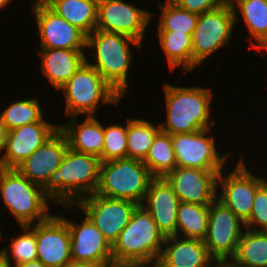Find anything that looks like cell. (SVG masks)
I'll use <instances>...</instances> for the list:
<instances>
[{"label":"cell","instance_id":"1f68e13d","mask_svg":"<svg viewBox=\"0 0 267 267\" xmlns=\"http://www.w3.org/2000/svg\"><path fill=\"white\" fill-rule=\"evenodd\" d=\"M33 225V226H32ZM21 225L24 233L14 237L11 241L10 252L8 247H3L0 250V255L11 266H16L25 262L37 260V242H36V224ZM10 255L14 260V265L11 264Z\"/></svg>","mask_w":267,"mask_h":267},{"label":"cell","instance_id":"30bf717a","mask_svg":"<svg viewBox=\"0 0 267 267\" xmlns=\"http://www.w3.org/2000/svg\"><path fill=\"white\" fill-rule=\"evenodd\" d=\"M138 205L133 201L108 198L94 193L82 198L74 206L96 225L112 246L129 223Z\"/></svg>","mask_w":267,"mask_h":267},{"label":"cell","instance_id":"f35d334b","mask_svg":"<svg viewBox=\"0 0 267 267\" xmlns=\"http://www.w3.org/2000/svg\"><path fill=\"white\" fill-rule=\"evenodd\" d=\"M65 267H107L102 264H97V263H86V262H71Z\"/></svg>","mask_w":267,"mask_h":267},{"label":"cell","instance_id":"e0dca14e","mask_svg":"<svg viewBox=\"0 0 267 267\" xmlns=\"http://www.w3.org/2000/svg\"><path fill=\"white\" fill-rule=\"evenodd\" d=\"M62 218L70 231L73 262L97 263L107 267L114 262L111 244L86 215L83 222L78 225L66 217Z\"/></svg>","mask_w":267,"mask_h":267},{"label":"cell","instance_id":"277c9868","mask_svg":"<svg viewBox=\"0 0 267 267\" xmlns=\"http://www.w3.org/2000/svg\"><path fill=\"white\" fill-rule=\"evenodd\" d=\"M165 237L141 204L112 245L114 262H157Z\"/></svg>","mask_w":267,"mask_h":267},{"label":"cell","instance_id":"83f0119b","mask_svg":"<svg viewBox=\"0 0 267 267\" xmlns=\"http://www.w3.org/2000/svg\"><path fill=\"white\" fill-rule=\"evenodd\" d=\"M208 221L209 206L180 201L177 209V236L184 235L185 238L204 240Z\"/></svg>","mask_w":267,"mask_h":267},{"label":"cell","instance_id":"7c38bea8","mask_svg":"<svg viewBox=\"0 0 267 267\" xmlns=\"http://www.w3.org/2000/svg\"><path fill=\"white\" fill-rule=\"evenodd\" d=\"M32 8L41 49L82 50L86 48L87 35L53 11L43 0H34Z\"/></svg>","mask_w":267,"mask_h":267},{"label":"cell","instance_id":"3957f363","mask_svg":"<svg viewBox=\"0 0 267 267\" xmlns=\"http://www.w3.org/2000/svg\"><path fill=\"white\" fill-rule=\"evenodd\" d=\"M130 44L141 48V42L114 32L95 29L87 35L86 47L95 50V63H90L103 79L123 97L127 91V75L132 63Z\"/></svg>","mask_w":267,"mask_h":267},{"label":"cell","instance_id":"836d02e7","mask_svg":"<svg viewBox=\"0 0 267 267\" xmlns=\"http://www.w3.org/2000/svg\"><path fill=\"white\" fill-rule=\"evenodd\" d=\"M127 157V124L104 126V147L101 162Z\"/></svg>","mask_w":267,"mask_h":267},{"label":"cell","instance_id":"f546056e","mask_svg":"<svg viewBox=\"0 0 267 267\" xmlns=\"http://www.w3.org/2000/svg\"><path fill=\"white\" fill-rule=\"evenodd\" d=\"M160 130V124L155 126L148 120L127 119V157L144 161Z\"/></svg>","mask_w":267,"mask_h":267},{"label":"cell","instance_id":"ee69618b","mask_svg":"<svg viewBox=\"0 0 267 267\" xmlns=\"http://www.w3.org/2000/svg\"><path fill=\"white\" fill-rule=\"evenodd\" d=\"M12 0H0V9L6 7L8 3H10Z\"/></svg>","mask_w":267,"mask_h":267},{"label":"cell","instance_id":"5b68a950","mask_svg":"<svg viewBox=\"0 0 267 267\" xmlns=\"http://www.w3.org/2000/svg\"><path fill=\"white\" fill-rule=\"evenodd\" d=\"M0 193L7 210L20 226L45 221L51 215L47 203L50 199L43 188L17 169L0 168Z\"/></svg>","mask_w":267,"mask_h":267},{"label":"cell","instance_id":"6da1fadb","mask_svg":"<svg viewBox=\"0 0 267 267\" xmlns=\"http://www.w3.org/2000/svg\"><path fill=\"white\" fill-rule=\"evenodd\" d=\"M101 160L97 156L80 153L68 147L58 169L42 187L51 201L73 207L79 200L96 192L99 184Z\"/></svg>","mask_w":267,"mask_h":267},{"label":"cell","instance_id":"cb8c5ba5","mask_svg":"<svg viewBox=\"0 0 267 267\" xmlns=\"http://www.w3.org/2000/svg\"><path fill=\"white\" fill-rule=\"evenodd\" d=\"M53 11L86 35L96 29L99 0H43Z\"/></svg>","mask_w":267,"mask_h":267},{"label":"cell","instance_id":"ab89813d","mask_svg":"<svg viewBox=\"0 0 267 267\" xmlns=\"http://www.w3.org/2000/svg\"><path fill=\"white\" fill-rule=\"evenodd\" d=\"M12 267H46L41 261L37 260H33L30 262H25L16 266H12Z\"/></svg>","mask_w":267,"mask_h":267},{"label":"cell","instance_id":"8992f818","mask_svg":"<svg viewBox=\"0 0 267 267\" xmlns=\"http://www.w3.org/2000/svg\"><path fill=\"white\" fill-rule=\"evenodd\" d=\"M153 178L141 160L126 157L101 162L99 184L95 193L141 205Z\"/></svg>","mask_w":267,"mask_h":267},{"label":"cell","instance_id":"4fadbf2b","mask_svg":"<svg viewBox=\"0 0 267 267\" xmlns=\"http://www.w3.org/2000/svg\"><path fill=\"white\" fill-rule=\"evenodd\" d=\"M223 171L217 178V187L222 188L217 198L245 224L253 209L256 190L266 179L250 173L243 159L237 162L236 168L228 175L224 176Z\"/></svg>","mask_w":267,"mask_h":267},{"label":"cell","instance_id":"484cf974","mask_svg":"<svg viewBox=\"0 0 267 267\" xmlns=\"http://www.w3.org/2000/svg\"><path fill=\"white\" fill-rule=\"evenodd\" d=\"M237 23V13H241L246 23L251 39L250 48L255 49L267 37V0H230ZM239 10L237 11V9Z\"/></svg>","mask_w":267,"mask_h":267},{"label":"cell","instance_id":"ffe728a7","mask_svg":"<svg viewBox=\"0 0 267 267\" xmlns=\"http://www.w3.org/2000/svg\"><path fill=\"white\" fill-rule=\"evenodd\" d=\"M180 200L164 177H154L142 205L164 237L177 236V209Z\"/></svg>","mask_w":267,"mask_h":267},{"label":"cell","instance_id":"603a6c76","mask_svg":"<svg viewBox=\"0 0 267 267\" xmlns=\"http://www.w3.org/2000/svg\"><path fill=\"white\" fill-rule=\"evenodd\" d=\"M71 121L60 125L68 141V147L80 153L97 156L101 160L104 147V126L95 116H87L83 122L76 123V116Z\"/></svg>","mask_w":267,"mask_h":267},{"label":"cell","instance_id":"4dcf8cb0","mask_svg":"<svg viewBox=\"0 0 267 267\" xmlns=\"http://www.w3.org/2000/svg\"><path fill=\"white\" fill-rule=\"evenodd\" d=\"M159 8L161 16L159 18L158 32L174 31L189 35L193 34L197 25L198 14L180 8L171 0H166L163 5L159 3Z\"/></svg>","mask_w":267,"mask_h":267},{"label":"cell","instance_id":"7402d4cb","mask_svg":"<svg viewBox=\"0 0 267 267\" xmlns=\"http://www.w3.org/2000/svg\"><path fill=\"white\" fill-rule=\"evenodd\" d=\"M38 53L42 60L41 71L57 91L66 84L87 59L83 50L40 49Z\"/></svg>","mask_w":267,"mask_h":267},{"label":"cell","instance_id":"d590c367","mask_svg":"<svg viewBox=\"0 0 267 267\" xmlns=\"http://www.w3.org/2000/svg\"><path fill=\"white\" fill-rule=\"evenodd\" d=\"M180 8L196 14H203L213 9L230 4V0H171Z\"/></svg>","mask_w":267,"mask_h":267},{"label":"cell","instance_id":"4316f807","mask_svg":"<svg viewBox=\"0 0 267 267\" xmlns=\"http://www.w3.org/2000/svg\"><path fill=\"white\" fill-rule=\"evenodd\" d=\"M159 42L170 70L181 66L192 71V35L179 32H158Z\"/></svg>","mask_w":267,"mask_h":267},{"label":"cell","instance_id":"d6a6232c","mask_svg":"<svg viewBox=\"0 0 267 267\" xmlns=\"http://www.w3.org/2000/svg\"><path fill=\"white\" fill-rule=\"evenodd\" d=\"M43 117L37 98L12 103L0 114V119L8 130L39 122Z\"/></svg>","mask_w":267,"mask_h":267},{"label":"cell","instance_id":"9a60e30c","mask_svg":"<svg viewBox=\"0 0 267 267\" xmlns=\"http://www.w3.org/2000/svg\"><path fill=\"white\" fill-rule=\"evenodd\" d=\"M220 172L177 166L164 178L181 202L210 206L217 198Z\"/></svg>","mask_w":267,"mask_h":267},{"label":"cell","instance_id":"ac0fdd59","mask_svg":"<svg viewBox=\"0 0 267 267\" xmlns=\"http://www.w3.org/2000/svg\"><path fill=\"white\" fill-rule=\"evenodd\" d=\"M58 129L59 125L46 122L43 117L39 122L9 130L0 168L16 169Z\"/></svg>","mask_w":267,"mask_h":267},{"label":"cell","instance_id":"9c48e42d","mask_svg":"<svg viewBox=\"0 0 267 267\" xmlns=\"http://www.w3.org/2000/svg\"><path fill=\"white\" fill-rule=\"evenodd\" d=\"M244 228L235 213L216 198L209 206L208 230L203 240L210 256L216 262L230 261Z\"/></svg>","mask_w":267,"mask_h":267},{"label":"cell","instance_id":"f6af8a7d","mask_svg":"<svg viewBox=\"0 0 267 267\" xmlns=\"http://www.w3.org/2000/svg\"><path fill=\"white\" fill-rule=\"evenodd\" d=\"M1 237H2V233H1V227H0V240H1Z\"/></svg>","mask_w":267,"mask_h":267},{"label":"cell","instance_id":"e575fe53","mask_svg":"<svg viewBox=\"0 0 267 267\" xmlns=\"http://www.w3.org/2000/svg\"><path fill=\"white\" fill-rule=\"evenodd\" d=\"M252 206L253 209L249 220L245 223V229L267 231V180L257 188ZM256 226L259 227L256 228Z\"/></svg>","mask_w":267,"mask_h":267},{"label":"cell","instance_id":"7bdbcfd3","mask_svg":"<svg viewBox=\"0 0 267 267\" xmlns=\"http://www.w3.org/2000/svg\"><path fill=\"white\" fill-rule=\"evenodd\" d=\"M0 267H12L6 262L2 255H0Z\"/></svg>","mask_w":267,"mask_h":267},{"label":"cell","instance_id":"74e56055","mask_svg":"<svg viewBox=\"0 0 267 267\" xmlns=\"http://www.w3.org/2000/svg\"><path fill=\"white\" fill-rule=\"evenodd\" d=\"M8 131L9 130L0 119V152L5 150Z\"/></svg>","mask_w":267,"mask_h":267},{"label":"cell","instance_id":"8d00e7d4","mask_svg":"<svg viewBox=\"0 0 267 267\" xmlns=\"http://www.w3.org/2000/svg\"><path fill=\"white\" fill-rule=\"evenodd\" d=\"M108 267H157V262H113Z\"/></svg>","mask_w":267,"mask_h":267},{"label":"cell","instance_id":"2e32d148","mask_svg":"<svg viewBox=\"0 0 267 267\" xmlns=\"http://www.w3.org/2000/svg\"><path fill=\"white\" fill-rule=\"evenodd\" d=\"M37 259L46 267H65L72 262L70 231L62 216L50 215L36 223Z\"/></svg>","mask_w":267,"mask_h":267},{"label":"cell","instance_id":"8fae6325","mask_svg":"<svg viewBox=\"0 0 267 267\" xmlns=\"http://www.w3.org/2000/svg\"><path fill=\"white\" fill-rule=\"evenodd\" d=\"M211 128L193 133L171 135L176 164L179 167L198 168L208 171H222L231 154L219 155Z\"/></svg>","mask_w":267,"mask_h":267},{"label":"cell","instance_id":"d6986e66","mask_svg":"<svg viewBox=\"0 0 267 267\" xmlns=\"http://www.w3.org/2000/svg\"><path fill=\"white\" fill-rule=\"evenodd\" d=\"M67 149V138L58 129L16 169L31 182L43 187L60 166Z\"/></svg>","mask_w":267,"mask_h":267},{"label":"cell","instance_id":"b9f144b4","mask_svg":"<svg viewBox=\"0 0 267 267\" xmlns=\"http://www.w3.org/2000/svg\"><path fill=\"white\" fill-rule=\"evenodd\" d=\"M255 49H257V50H264V51H267V37H266V39L259 45V46H257Z\"/></svg>","mask_w":267,"mask_h":267},{"label":"cell","instance_id":"f1b7e54d","mask_svg":"<svg viewBox=\"0 0 267 267\" xmlns=\"http://www.w3.org/2000/svg\"><path fill=\"white\" fill-rule=\"evenodd\" d=\"M143 163L153 177H165L177 167L170 134L161 130L157 133Z\"/></svg>","mask_w":267,"mask_h":267},{"label":"cell","instance_id":"60d3db41","mask_svg":"<svg viewBox=\"0 0 267 267\" xmlns=\"http://www.w3.org/2000/svg\"><path fill=\"white\" fill-rule=\"evenodd\" d=\"M215 267H235L230 261L215 262Z\"/></svg>","mask_w":267,"mask_h":267},{"label":"cell","instance_id":"7a4b0ae2","mask_svg":"<svg viewBox=\"0 0 267 267\" xmlns=\"http://www.w3.org/2000/svg\"><path fill=\"white\" fill-rule=\"evenodd\" d=\"M166 122L160 129L170 135L193 133L215 125L211 121L212 93L208 88L181 87L164 83ZM210 120V121H209Z\"/></svg>","mask_w":267,"mask_h":267},{"label":"cell","instance_id":"5bb4252c","mask_svg":"<svg viewBox=\"0 0 267 267\" xmlns=\"http://www.w3.org/2000/svg\"><path fill=\"white\" fill-rule=\"evenodd\" d=\"M152 16L153 12L123 0H99L96 29L123 34L142 42Z\"/></svg>","mask_w":267,"mask_h":267},{"label":"cell","instance_id":"44dd1931","mask_svg":"<svg viewBox=\"0 0 267 267\" xmlns=\"http://www.w3.org/2000/svg\"><path fill=\"white\" fill-rule=\"evenodd\" d=\"M203 240L169 236L164 240L157 267H214Z\"/></svg>","mask_w":267,"mask_h":267},{"label":"cell","instance_id":"ba28073f","mask_svg":"<svg viewBox=\"0 0 267 267\" xmlns=\"http://www.w3.org/2000/svg\"><path fill=\"white\" fill-rule=\"evenodd\" d=\"M235 25L231 4L198 15L192 34V70L212 53L229 45Z\"/></svg>","mask_w":267,"mask_h":267},{"label":"cell","instance_id":"d4e9b609","mask_svg":"<svg viewBox=\"0 0 267 267\" xmlns=\"http://www.w3.org/2000/svg\"><path fill=\"white\" fill-rule=\"evenodd\" d=\"M245 230L230 262L235 267H267V231Z\"/></svg>","mask_w":267,"mask_h":267},{"label":"cell","instance_id":"52a82bcc","mask_svg":"<svg viewBox=\"0 0 267 267\" xmlns=\"http://www.w3.org/2000/svg\"><path fill=\"white\" fill-rule=\"evenodd\" d=\"M60 91L66 101L65 115L69 117L95 116L98 104L117 105L122 98L87 61Z\"/></svg>","mask_w":267,"mask_h":267}]
</instances>
